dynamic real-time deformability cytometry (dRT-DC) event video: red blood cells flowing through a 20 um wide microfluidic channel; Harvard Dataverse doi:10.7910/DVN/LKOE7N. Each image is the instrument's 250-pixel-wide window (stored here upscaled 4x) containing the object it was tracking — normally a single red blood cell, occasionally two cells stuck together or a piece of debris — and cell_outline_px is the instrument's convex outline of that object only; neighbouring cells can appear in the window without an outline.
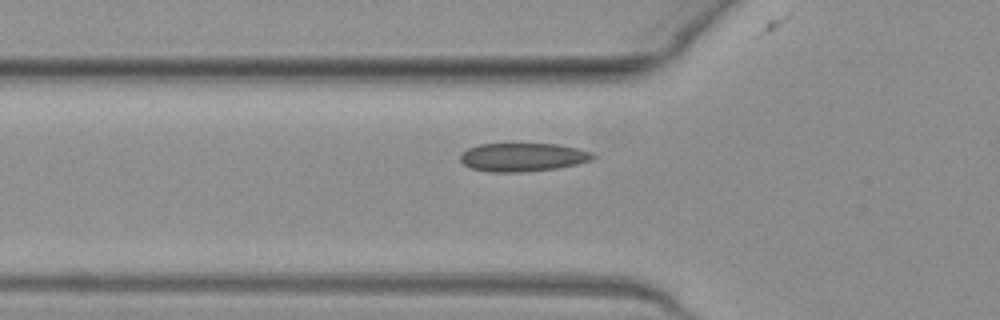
{"species": "common noctule bat (a hibernating species)", "species_latin": "Nyctalus noctula", "temperature_condition": "warm", "stored_images_in_passage": 36, "camera_frame_rate_fps": 3000, "um_per_image_px": 0.085, "animal": {"sex": "female", "body_mass_g": 19.3, "forearm_length_mm": 54.1}, "frame": {"image": 1, "passage_image": 6, "time_ms": 1.667, "image_size_px": [1000, 320], "cell_outline_px": [[596, 156], [592, 160], [576, 164], [556, 168], [524, 172], [488, 172], [472, 168], [464, 164], [460, 160], [460, 156], [468, 148], [480, 144], [556, 144], [576, 148], [592, 152]], "centroid_in_image_um": [44.44, 13.36], "position_along_channel_um": 81.4, "area_um2": 21.85}}
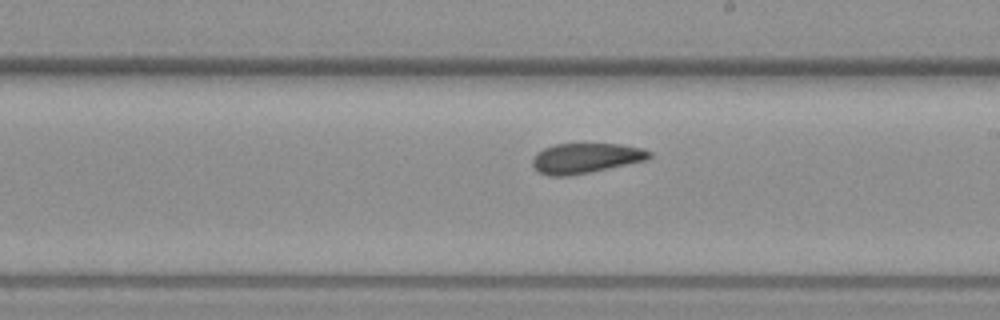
{"frame": {"image": 2, "passage_image": 18, "time_ms": 5.667, "image_size_px": [1000, 320], "cell_outline_px": [[652, 156], [648, 160], [592, 172], [568, 176], [548, 176], [540, 172], [532, 164], [532, 160], [536, 152], [544, 148], [556, 144], [620, 144], [644, 148], [652, 152]], "centroid_in_image_um": [49.83, 13.44], "position_along_channel_um": 239.2, "area_um2": 20.69}}
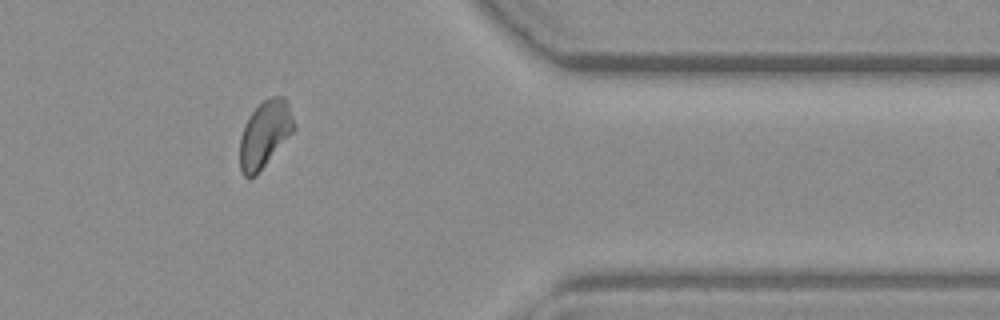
{"frame": {"image": 3, "passage_image": 31, "time_ms": 10.0, "image_size_px": [1000, 320], "cell_outline_px": [[296, 128], [256, 176], [248, 180], [244, 176], [240, 168], [240, 136], [244, 124], [252, 112], [264, 100], [272, 96], [284, 96], [288, 104]], "centroid_in_image_um": [22.49, 11.43], "position_along_channel_um": 388.9, "area_um2": 20.98}}